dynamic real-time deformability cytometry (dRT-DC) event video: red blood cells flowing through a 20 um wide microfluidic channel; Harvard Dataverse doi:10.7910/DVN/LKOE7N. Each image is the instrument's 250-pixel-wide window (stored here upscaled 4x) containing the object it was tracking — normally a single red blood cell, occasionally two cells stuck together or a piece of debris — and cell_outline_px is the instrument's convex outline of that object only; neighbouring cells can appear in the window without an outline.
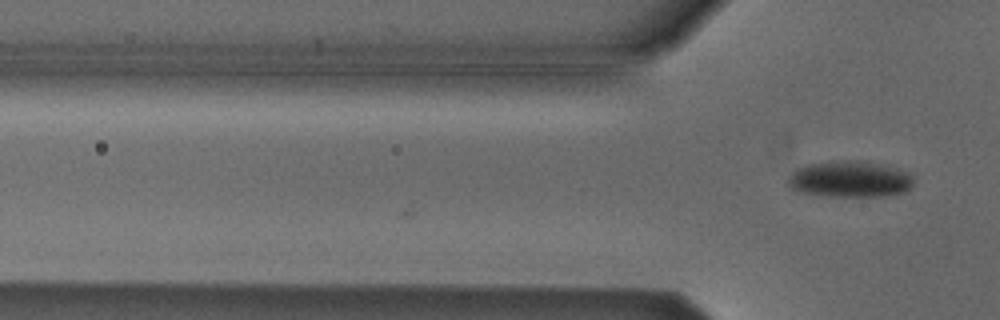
{"species": "Egyptian fruit bat (a non-hibernating species)", "species_latin": "Rousettus aegyptiacus", "temperature_condition": "cold", "stored_images_in_passage": 2, "camera_frame_rate_fps": 3000, "um_per_image_px": 0.085, "animal": {"sex": "male"}, "frame": {"image": 1, "passage_image": 2, "time_ms": 0.333, "image_size_px": [1000, 320], "cell_outline_px": [[912, 188], [904, 192], [880, 196], [828, 196], [804, 192], [792, 188], [788, 184], [788, 176], [796, 168], [808, 164], [832, 160], [860, 160], [884, 164], [908, 172], [912, 176]], "centroid_in_image_um": [72.25, 15.2], "position_along_channel_um": 53.6, "area_um2": 26.7}}